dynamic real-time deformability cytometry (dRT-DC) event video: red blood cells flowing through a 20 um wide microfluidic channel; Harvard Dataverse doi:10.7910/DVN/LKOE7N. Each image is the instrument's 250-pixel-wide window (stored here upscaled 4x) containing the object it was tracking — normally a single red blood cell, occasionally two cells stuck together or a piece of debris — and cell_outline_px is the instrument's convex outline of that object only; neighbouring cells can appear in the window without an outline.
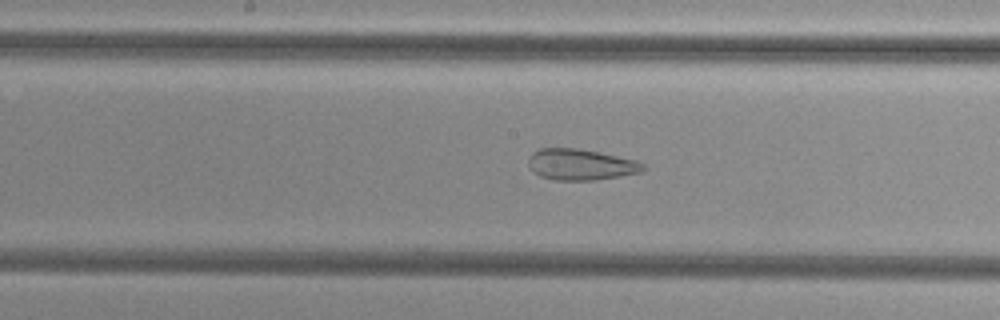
{"species": "common noctule bat (a hibernating species)", "species_latin": "Nyctalus noctula", "temperature_condition": "cold", "stored_images_in_passage": 54, "camera_frame_rate_fps": 3000, "um_per_image_px": 0.085, "animal": {"sex": "female", "body_mass_g": 29.2, "forearm_length_mm": 56.3}, "frame": {"image": 1, "passage_image": 28, "time_ms": 9.0, "image_size_px": [1000, 320], "cell_outline_px": [[644, 168], [640, 172], [620, 176], [596, 180], [556, 180], [540, 176], [532, 172], [528, 164], [528, 156], [532, 152], [540, 148], [576, 148], [600, 152], [636, 160], [644, 164]], "centroid_in_image_um": [49.32, 13.98], "position_along_channel_um": 198.9, "area_um2": 20.87}}
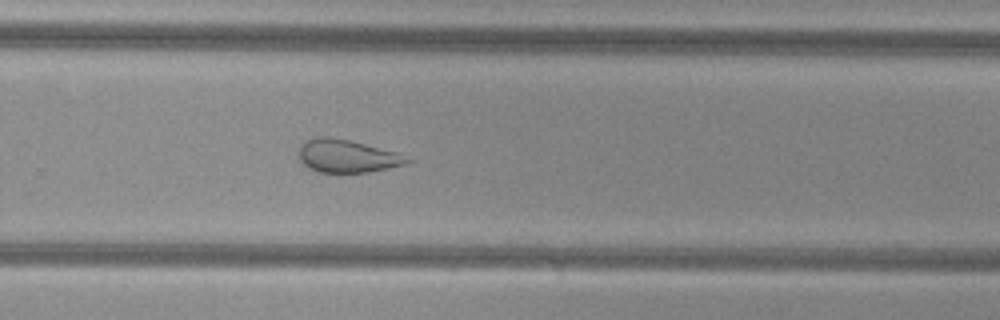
{"frame": {"image": 2, "passage_image": 36, "time_ms": 11.667, "image_size_px": [1000, 320], "cell_outline_px": [[412, 160], [404, 164], [388, 168], [368, 172], [316, 172], [308, 168], [300, 160], [300, 144], [308, 140], [320, 136], [328, 136], [348, 140], [396, 152]], "centroid_in_image_um": [29.47, 13.27], "position_along_channel_um": 300.3, "area_um2": 20.4}}
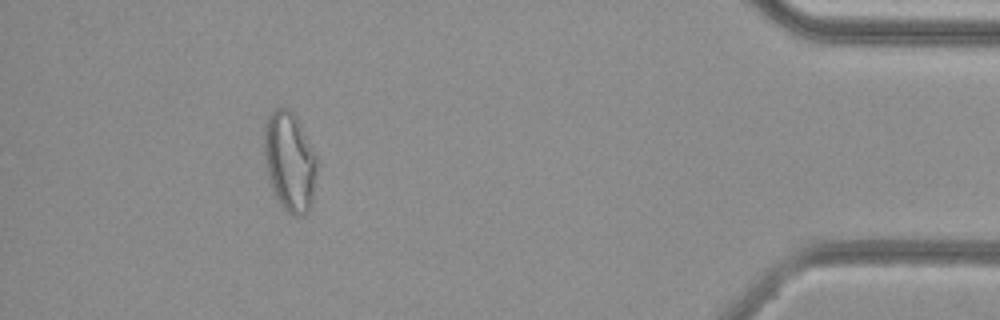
{"frame": {"image": 3, "passage_image": 49, "time_ms": 16.0, "image_size_px": [1000, 320], "cell_outline_px": [[316, 172], [312, 204], [308, 212], [300, 216], [292, 216], [276, 200], [268, 176], [264, 160], [264, 136], [268, 116], [276, 108], [288, 108], [296, 116], [316, 156]], "centroid_in_image_um": [24.61, 13.77], "position_along_channel_um": 410.6, "area_um2": 30.46}, "authors_computed_cell_mechanics": {"area_um2": 28.9289, "velocity_mm_per_s": 3.8107, "shape_relaxation_time_tau1_ms": null, "shape_relaxation_time_tau2_ms": 1.6926, "deformation_change_tau1": null, "deformation_change_tau2": 0.0934}}